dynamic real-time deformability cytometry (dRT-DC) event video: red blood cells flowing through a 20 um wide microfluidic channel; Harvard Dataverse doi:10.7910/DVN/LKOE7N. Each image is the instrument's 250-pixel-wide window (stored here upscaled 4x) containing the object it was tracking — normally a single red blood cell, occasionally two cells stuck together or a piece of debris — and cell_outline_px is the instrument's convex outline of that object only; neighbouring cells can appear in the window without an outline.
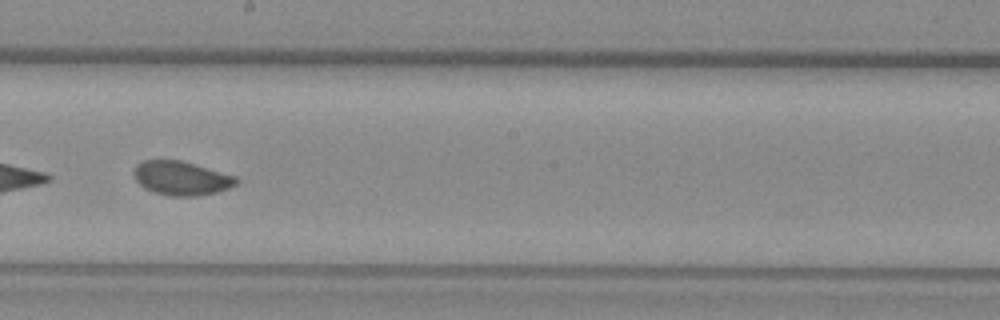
{"species": "common noctule bat (a hibernating species)", "species_latin": "Nyctalus noctula", "temperature_condition": "warm", "stored_images_in_passage": 54, "camera_frame_rate_fps": 3000, "um_per_image_px": 0.085, "animal": {"sex": "female", "body_mass_g": 29.2, "forearm_length_mm": 56.3}, "frame": {"image": 1, "passage_image": 31, "time_ms": 10.0, "image_size_px": [1000, 320], "cell_outline_px": [[240, 180], [236, 184], [228, 188], [216, 192], [196, 196], [168, 196], [152, 192], [144, 188], [136, 180], [132, 172], [136, 164], [144, 160], [180, 160], [236, 176]], "centroid_in_image_um": [15.38, 15.15], "position_along_channel_um": 232.8, "area_um2": 20.35}, "authors_computed_cell_mechanics": {"area_um2": 20.7502, "velocity_mm_per_s": 3.8997, "shape_relaxation_time_tau1_ms": 6.7114, "shape_relaxation_time_tau2_ms": 0.6971, "deformation_change_tau1": 0.1181, "deformation_change_tau2": 0.0452}}